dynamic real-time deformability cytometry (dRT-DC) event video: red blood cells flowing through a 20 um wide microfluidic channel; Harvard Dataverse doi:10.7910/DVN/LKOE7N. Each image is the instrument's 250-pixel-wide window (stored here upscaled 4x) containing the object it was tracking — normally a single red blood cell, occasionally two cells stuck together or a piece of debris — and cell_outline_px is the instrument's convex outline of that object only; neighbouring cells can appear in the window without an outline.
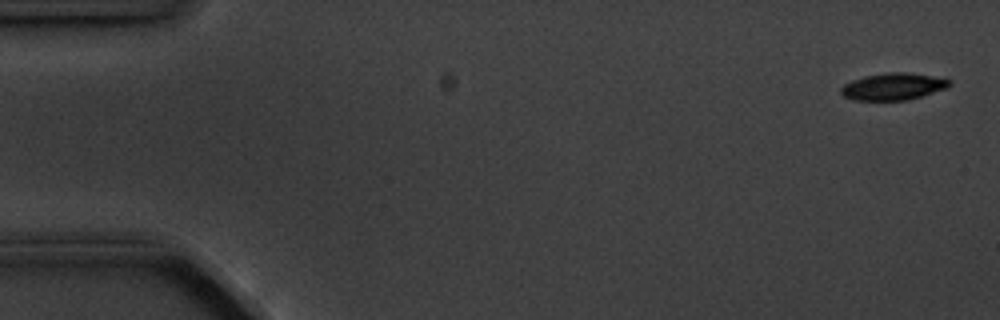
{"species": "common noctule bat (a hibernating species)", "species_latin": "Nyctalus noctula", "temperature_condition": "cold", "stored_images_in_passage": 5, "camera_frame_rate_fps": 3000, "um_per_image_px": 0.085, "animal": {"sex": "male", "body_mass_g": 20.1, "forearm_length_mm": 53.5}, "frame": {"image": 1, "passage_image": 1, "time_ms": 0.0, "image_size_px": [1000, 320], "cell_outline_px": [[952, 84], [948, 88], [908, 100], [852, 100], [844, 96], [840, 92], [840, 88], [844, 84], [852, 80], [864, 76], [888, 72], [904, 72], [932, 76], [948, 80]], "centroid_in_image_um": [75.89, 7.36], "position_along_channel_um": 9.1, "area_um2": 16.99}}
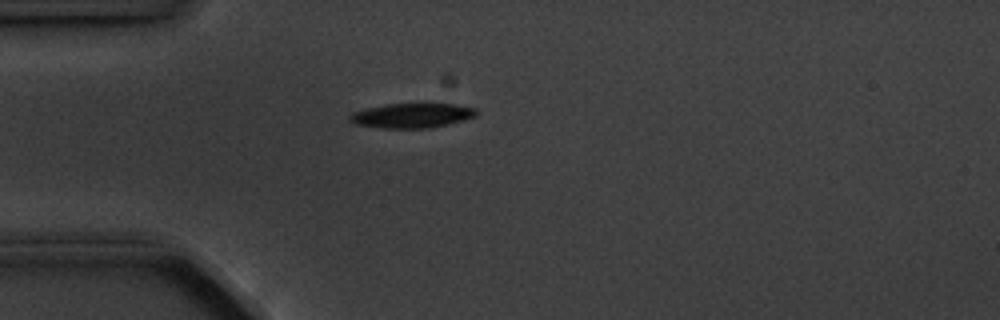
{"frame": {"image": 2, "passage_image": 5, "time_ms": 4.333, "image_size_px": [1000, 320], "cell_outline_px": [[476, 116], [464, 120], [448, 124], [428, 128], [384, 128], [356, 124], [348, 120], [348, 116], [352, 112], [368, 108], [388, 104], [456, 104], [476, 108]], "centroid_in_image_um": [35.01, 9.82], "position_along_channel_um": 50.0, "area_um2": 18.03}}